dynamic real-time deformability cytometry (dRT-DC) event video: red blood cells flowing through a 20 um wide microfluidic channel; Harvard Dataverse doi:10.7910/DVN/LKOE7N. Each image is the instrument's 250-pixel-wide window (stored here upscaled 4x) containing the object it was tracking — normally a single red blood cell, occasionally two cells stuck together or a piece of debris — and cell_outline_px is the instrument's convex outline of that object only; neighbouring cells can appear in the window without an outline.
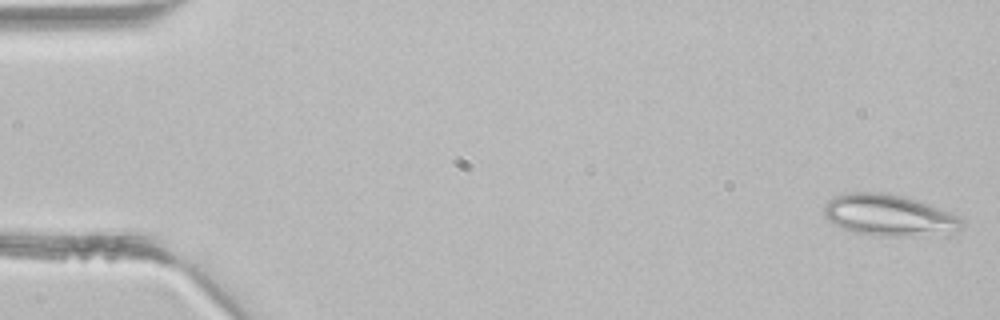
{"species": "common noctule bat (a hibernating species)", "species_latin": "Nyctalus noctula", "temperature_condition": "room temperature", "stored_images_in_passage": 4, "camera_frame_rate_fps": 3000, "um_per_image_px": 0.085, "animal": {"sex": "male", "body_mass_g": 21.5, "forearm_length_mm": 52.0}, "frame": {"image": 1, "passage_image": 1, "time_ms": 0.0, "image_size_px": [1000, 320], "cell_outline_px": [[964, 224], [952, 236], [876, 236], [856, 232], [844, 228], [828, 220], [824, 216], [824, 208], [828, 200], [844, 192], [888, 192], [916, 200], [928, 204], [960, 216], [964, 220]], "centroid_in_image_um": [75.65, 18.32], "position_along_channel_um": 9.3, "area_um2": 33.87}}